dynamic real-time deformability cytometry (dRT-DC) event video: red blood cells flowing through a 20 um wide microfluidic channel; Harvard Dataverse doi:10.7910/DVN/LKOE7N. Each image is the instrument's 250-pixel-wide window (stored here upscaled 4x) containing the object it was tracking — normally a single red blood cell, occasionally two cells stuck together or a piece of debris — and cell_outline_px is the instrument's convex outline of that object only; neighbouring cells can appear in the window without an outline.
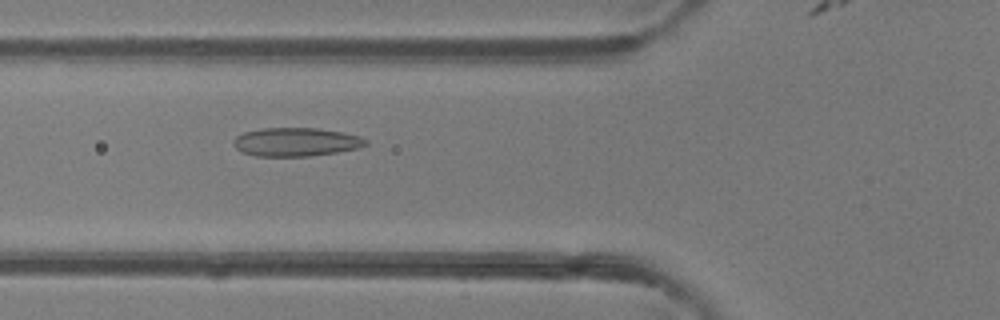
{"species": "common noctule bat (a hibernating species)", "species_latin": "Nyctalus noctula", "temperature_condition": "room temperature", "stored_images_in_passage": 50, "camera_frame_rate_fps": 3000, "um_per_image_px": 0.085, "animal": {"sex": "female"}, "frame": {"image": 1, "passage_image": 19, "time_ms": 6.0, "image_size_px": [1000, 320], "cell_outline_px": [[368, 144], [360, 148], [336, 152], [308, 156], [256, 156], [244, 152], [236, 148], [232, 144], [232, 140], [236, 136], [244, 132], [264, 128], [320, 128], [360, 136], [368, 140]], "centroid_in_image_um": [25.16, 12.06], "position_along_channel_um": 100.6, "area_um2": 22.02}}
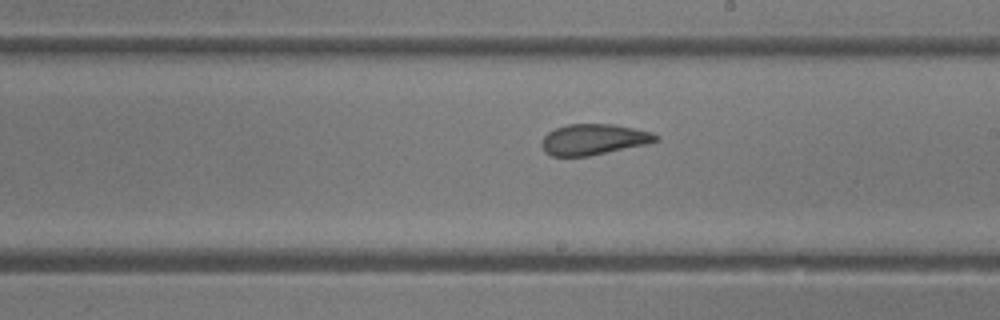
{"frame": {"image": 2, "passage_image": 29, "time_ms": 9.333, "image_size_px": [1000, 320], "cell_outline_px": [[660, 140], [644, 144], [588, 156], [552, 156], [544, 152], [540, 144], [544, 136], [548, 132], [556, 128], [568, 124], [612, 124], [652, 132], [660, 136]], "centroid_in_image_um": [50.43, 11.85], "position_along_channel_um": 238.6, "area_um2": 20.35}}
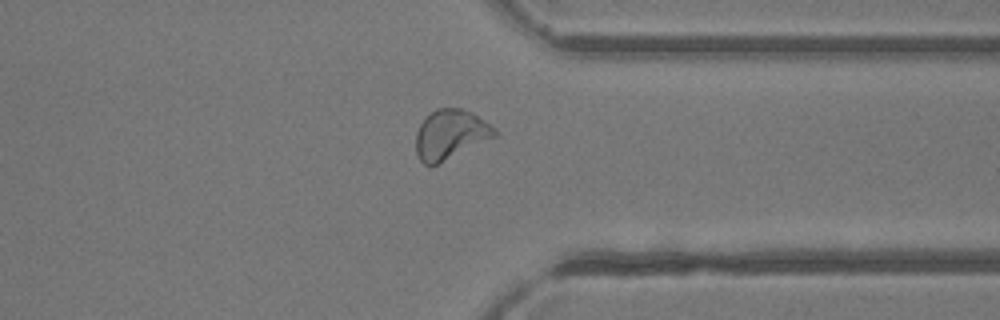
{"frame": {"image": 3, "passage_image": 39, "time_ms": 12.667, "image_size_px": [1000, 320], "cell_outline_px": [[496, 136], [432, 168], [424, 164], [420, 160], [416, 152], [416, 132], [420, 124], [436, 108], [460, 108], [472, 112], [496, 128]], "centroid_in_image_um": [38.27, 11.46], "position_along_channel_um": 373.1, "area_um2": 22.89}, "authors_computed_cell_mechanics": {"area_um2": 23.0333, "velocity_mm_per_s": 4.1357, "shape_relaxation_time_tau1_ms": 7.0973, "shape_relaxation_time_tau2_ms": 1.2575, "deformation_change_tau1": 0.1609, "deformation_change_tau2": 0.0726}}